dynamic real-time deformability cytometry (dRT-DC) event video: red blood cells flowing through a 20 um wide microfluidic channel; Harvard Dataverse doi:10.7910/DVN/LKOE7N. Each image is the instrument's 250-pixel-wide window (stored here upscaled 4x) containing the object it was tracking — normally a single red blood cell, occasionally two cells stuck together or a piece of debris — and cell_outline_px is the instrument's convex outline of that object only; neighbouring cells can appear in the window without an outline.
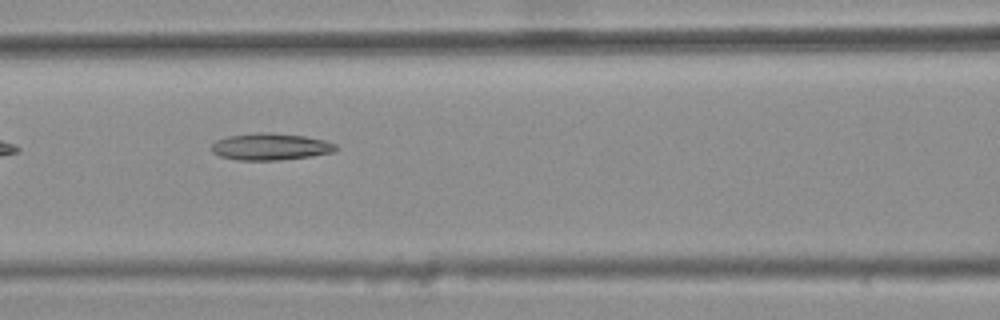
{"species": "common noctule bat (a hibernating species)", "species_latin": "Nyctalus noctula", "temperature_condition": "warm", "stored_images_in_passage": 9, "camera_frame_rate_fps": 3000, "um_per_image_px": 0.085, "animal": {"sex": "female", "body_mass_g": 25.1}, "frame": {"image": 1, "passage_image": 4, "time_ms": 1.0, "image_size_px": [1000, 320], "cell_outline_px": [[336, 148], [332, 152], [312, 156], [280, 160], [236, 160], [220, 156], [212, 152], [212, 144], [216, 140], [228, 136], [256, 132], [272, 132], [304, 136], [324, 140], [336, 144]], "centroid_in_image_um": [22.96, 12.46], "position_along_channel_um": 143.6, "area_um2": 19.48}}